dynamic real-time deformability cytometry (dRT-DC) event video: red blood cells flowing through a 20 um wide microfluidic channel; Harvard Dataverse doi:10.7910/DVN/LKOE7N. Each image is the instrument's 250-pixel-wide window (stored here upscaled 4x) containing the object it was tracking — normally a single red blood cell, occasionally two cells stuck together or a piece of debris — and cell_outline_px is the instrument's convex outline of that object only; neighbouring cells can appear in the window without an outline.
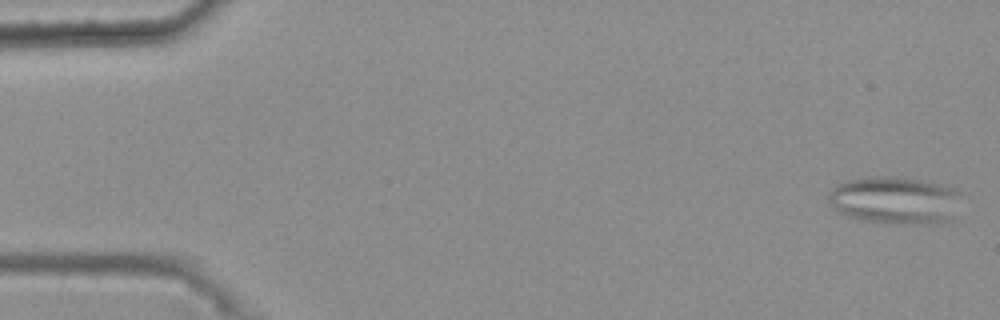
{"species": "common noctule bat (a hibernating species)", "species_latin": "Nyctalus noctula", "temperature_condition": "warm", "stored_images_in_passage": 48, "segment_of_instrument_passage": [1, 2], "camera_frame_rate_fps": 3000, "um_per_image_px": 0.085, "animal": {"sex": "female", "body_mass_g": 25.1}, "frame": {"image": 1, "passage_image": 2, "time_ms": 0.333, "image_size_px": [1000, 320], "cell_outline_px": [[960, 192], [952, 216], [948, 224], [932, 224], [864, 220], [848, 216], [836, 208], [828, 200], [828, 196], [832, 188], [848, 180], [868, 176], [896, 176], [944, 184], [956, 188]], "centroid_in_image_um": [76.11, 16.99], "position_along_channel_um": 8.9, "area_um2": 36.3}}